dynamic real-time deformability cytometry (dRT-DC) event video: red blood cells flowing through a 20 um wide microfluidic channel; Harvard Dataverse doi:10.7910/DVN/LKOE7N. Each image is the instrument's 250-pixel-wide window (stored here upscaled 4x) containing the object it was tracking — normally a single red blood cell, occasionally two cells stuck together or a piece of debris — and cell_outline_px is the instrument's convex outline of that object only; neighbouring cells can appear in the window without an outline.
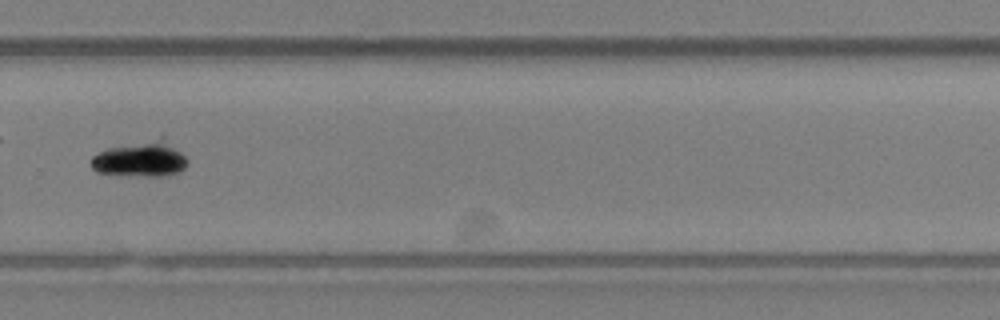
{"species": "Egyptian fruit bat (a non-hibernating species)", "species_latin": "Rousettus aegyptiacus", "temperature_condition": "room temperature", "stored_images_in_passage": 39, "camera_frame_rate_fps": 3000, "um_per_image_px": 0.085, "animal": {"sex": "female"}, "frame": {"image": 1, "passage_image": 23, "time_ms": 7.333, "image_size_px": [1000, 320], "cell_outline_px": [[188, 164], [180, 172], [172, 176], [116, 176], [96, 172], [88, 164], [88, 160], [92, 156], [104, 148], [164, 132], [188, 160]], "centroid_in_image_um": [11.95, 13.44], "position_along_channel_um": 317.8, "area_um2": 22.08}}
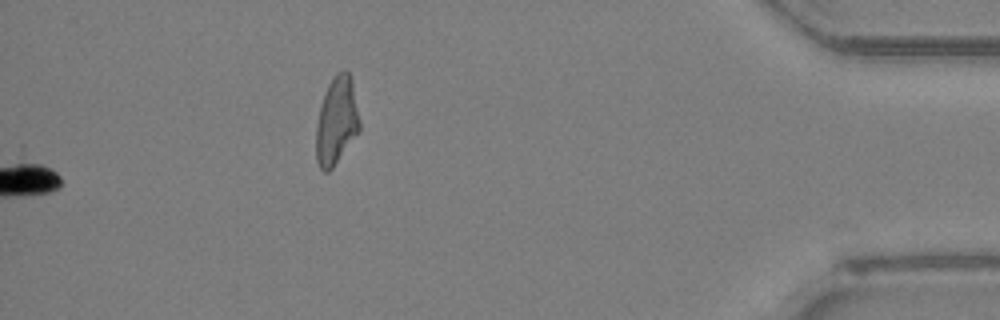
{"frame": {"image": 2, "passage_image": 39, "time_ms": 12.667, "image_size_px": [1000, 320], "cell_outline_px": [[360, 132], [332, 168], [328, 172], [324, 172], [320, 168], [316, 160], [316, 124], [320, 104], [328, 84], [336, 72], [344, 68], [348, 72], [352, 80], [360, 120]], "centroid_in_image_um": [28.61, 10.26], "position_along_channel_um": 406.6, "area_um2": 22.6}, "authors_computed_cell_mechanics": {"area_um2": 21.7906, "velocity_mm_per_s": 4.1824, "shape_relaxation_time_tau1_ms": 3.197, "shape_relaxation_time_tau2_ms": null, "deformation_change_tau1": 0.0513, "deformation_change_tau2": null}}